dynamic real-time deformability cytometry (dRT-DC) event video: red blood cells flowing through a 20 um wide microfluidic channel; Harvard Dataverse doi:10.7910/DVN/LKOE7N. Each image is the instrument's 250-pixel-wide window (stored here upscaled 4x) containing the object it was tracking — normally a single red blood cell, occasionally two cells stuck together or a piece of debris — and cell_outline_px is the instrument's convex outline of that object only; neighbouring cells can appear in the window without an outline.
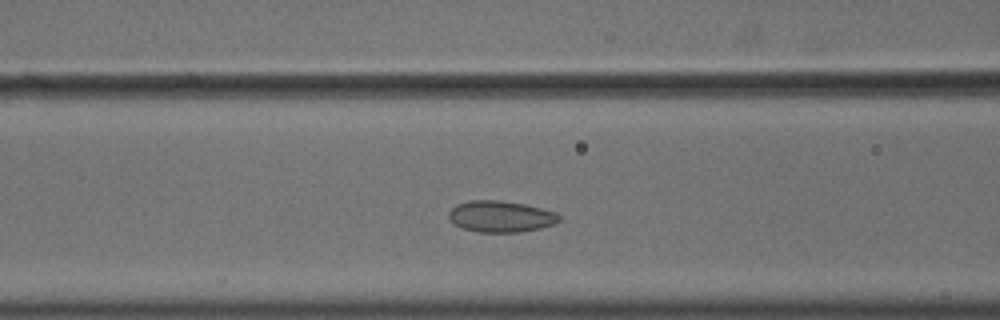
{"species": "common noctule bat (a hibernating species)", "species_latin": "Nyctalus noctula", "temperature_condition": "cold", "stored_images_in_passage": 43, "camera_frame_rate_fps": 3000, "um_per_image_px": 0.085, "animal": {"sex": "male", "body_mass_g": 18.8}, "frame": {"image": 1, "passage_image": 13, "time_ms": 4.0, "image_size_px": [1000, 320], "cell_outline_px": [[560, 220], [556, 224], [540, 228], [520, 232], [480, 232], [464, 228], [448, 220], [448, 212], [456, 204], [468, 200], [500, 200], [524, 204], [556, 212], [560, 216]], "centroid_in_image_um": [42.56, 18.39], "position_along_channel_um": 124.0, "area_um2": 20.23}}
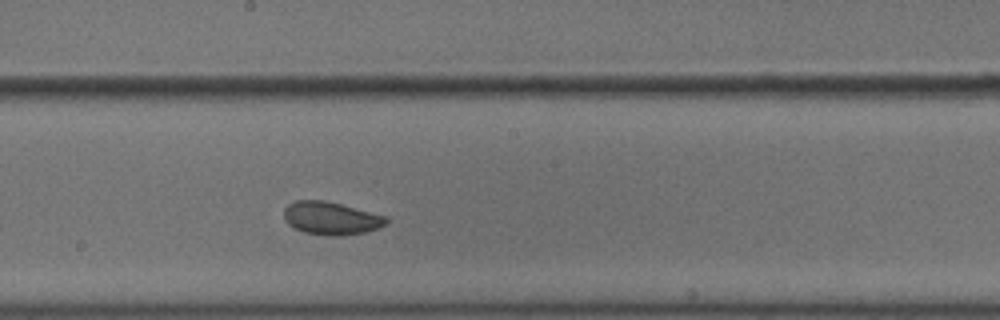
{"frame": {"image": 2, "passage_image": 21, "time_ms": 6.667, "image_size_px": [1000, 320], "cell_outline_px": [[388, 224], [380, 228], [364, 232], [336, 236], [328, 236], [304, 232], [292, 228], [284, 220], [284, 208], [288, 204], [296, 200], [324, 200], [388, 216]], "centroid_in_image_um": [28.14, 18.55], "position_along_channel_um": 220.1, "area_um2": 19.83}}
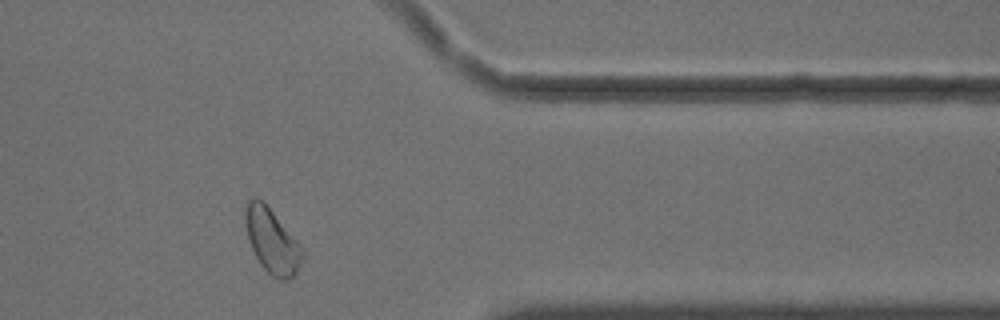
{"frame": {"image": 3, "passage_image": 36, "time_ms": 11.667, "image_size_px": [1000, 320], "cell_outline_px": [[304, 252], [296, 276], [288, 280], [280, 280], [272, 276], [260, 264], [248, 240], [244, 220], [244, 212], [248, 200], [252, 196], [256, 196], [264, 200], [304, 248]], "centroid_in_image_um": [23.12, 20.44], "position_along_channel_um": 388.3, "area_um2": 21.96}}